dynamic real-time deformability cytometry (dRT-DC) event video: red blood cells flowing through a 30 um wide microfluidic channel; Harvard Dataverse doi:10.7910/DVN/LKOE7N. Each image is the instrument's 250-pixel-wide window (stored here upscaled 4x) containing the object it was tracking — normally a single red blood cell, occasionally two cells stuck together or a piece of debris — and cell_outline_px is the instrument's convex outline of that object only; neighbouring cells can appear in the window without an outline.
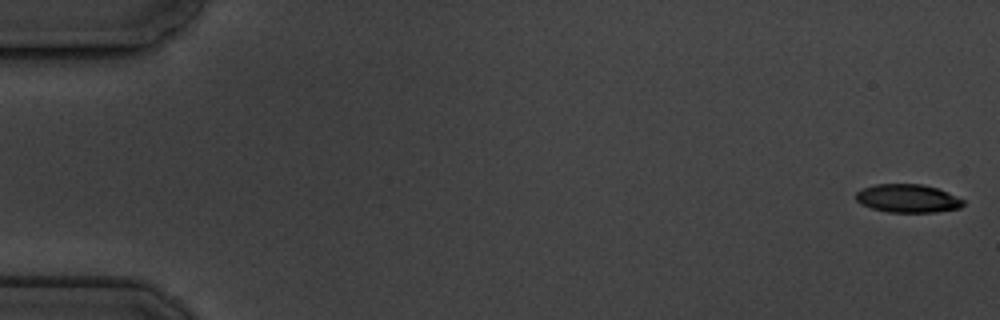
{"species": "common noctule bat (a hibernating species)", "species_latin": "Nyctalus noctula", "temperature_condition": "cold", "stored_images_in_passage": 9, "camera_frame_rate_fps": 3000, "um_per_image_px": 0.085, "animal": {"sex": "male", "body_mass_g": 19.5, "forearm_length_mm": 54.6}, "frame": {"image": 1, "passage_image": 1, "time_ms": 0.0, "image_size_px": [1000, 320], "cell_outline_px": [[964, 204], [960, 208], [936, 212], [888, 212], [872, 208], [860, 204], [856, 200], [856, 192], [864, 188], [876, 184], [924, 184], [948, 192], [964, 200]], "centroid_in_image_um": [77.16, 16.86], "position_along_channel_um": 7.8, "area_um2": 17.69}}
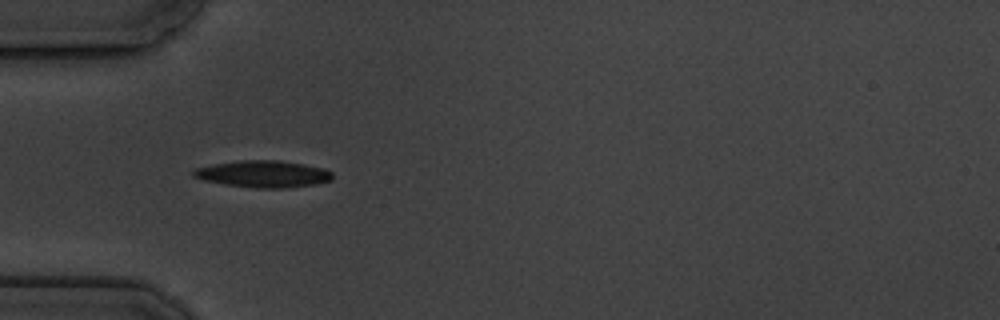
{"frame": {"image": 2, "passage_image": 6, "time_ms": 5.667, "image_size_px": [1000, 320], "cell_outline_px": [[332, 180], [316, 184], [284, 188], [256, 188], [224, 184], [204, 180], [192, 176], [192, 168], [212, 164], [240, 160], [280, 160], [304, 164], [324, 168], [332, 172]], "centroid_in_image_um": [22.35, 14.78], "position_along_channel_um": 62.6, "area_um2": 21.91}}